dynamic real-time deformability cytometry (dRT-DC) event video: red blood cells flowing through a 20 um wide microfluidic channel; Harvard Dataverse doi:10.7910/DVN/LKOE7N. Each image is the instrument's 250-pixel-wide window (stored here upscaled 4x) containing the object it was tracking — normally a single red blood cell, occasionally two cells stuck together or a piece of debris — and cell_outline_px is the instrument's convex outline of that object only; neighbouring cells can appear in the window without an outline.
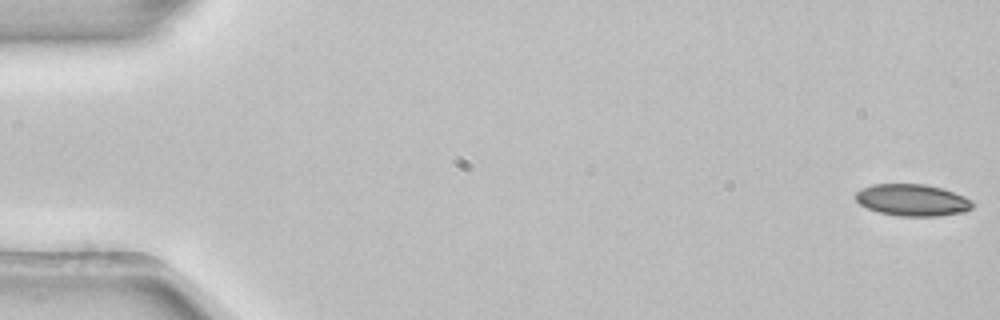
{"species": "common noctule bat (a hibernating species)", "species_latin": "Nyctalus noctula", "temperature_condition": "room temperature", "stored_images_in_passage": 5, "camera_frame_rate_fps": 3000, "um_per_image_px": 0.085, "animal": {"sex": "female", "body_mass_g": 22.7, "forearm_length_mm": 54.2}, "frame": {"image": 1, "passage_image": 1, "time_ms": 0.0, "image_size_px": [1000, 320], "cell_outline_px": [[972, 208], [964, 212], [936, 216], [900, 216], [880, 212], [868, 208], [860, 204], [856, 200], [856, 192], [872, 184], [924, 184], [944, 188], [964, 196], [972, 200]], "centroid_in_image_um": [77.58, 17.0], "position_along_channel_um": 7.4, "area_um2": 21.56}}
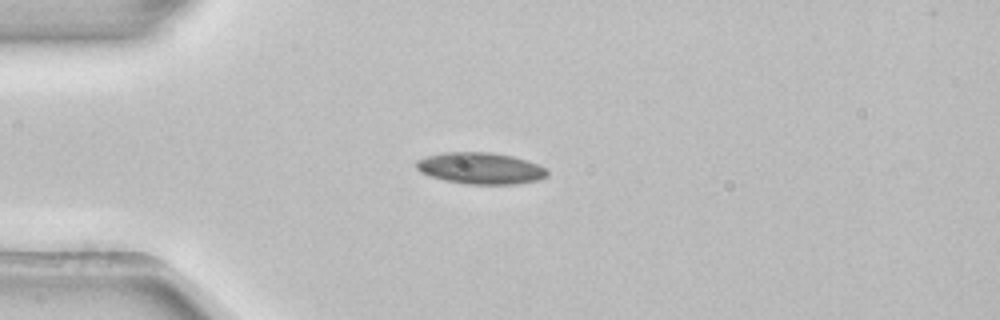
{"frame": {"image": 2, "passage_image": 4, "time_ms": 1.0, "image_size_px": [1000, 320], "cell_outline_px": [[548, 176], [540, 180], [516, 184], [468, 184], [444, 180], [428, 176], [420, 172], [416, 168], [416, 160], [428, 156], [444, 152], [488, 152], [512, 156], [528, 160], [544, 168], [548, 172]], "centroid_in_image_um": [40.84, 14.31], "position_along_channel_um": 44.2, "area_um2": 24.1}}
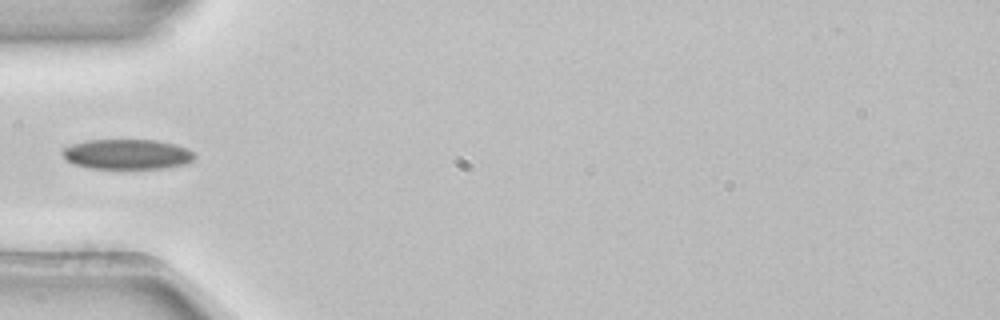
{"frame": {"image": 3, "passage_image": 5, "time_ms": 1.333, "image_size_px": [1000, 320], "cell_outline_px": [[196, 156], [188, 164], [164, 168], [88, 168], [72, 164], [60, 152], [64, 148], [72, 144], [88, 140], [156, 140], [176, 144], [188, 148]], "centroid_in_image_um": [10.83, 13.11], "position_along_channel_um": 74.2, "area_um2": 23.24}}